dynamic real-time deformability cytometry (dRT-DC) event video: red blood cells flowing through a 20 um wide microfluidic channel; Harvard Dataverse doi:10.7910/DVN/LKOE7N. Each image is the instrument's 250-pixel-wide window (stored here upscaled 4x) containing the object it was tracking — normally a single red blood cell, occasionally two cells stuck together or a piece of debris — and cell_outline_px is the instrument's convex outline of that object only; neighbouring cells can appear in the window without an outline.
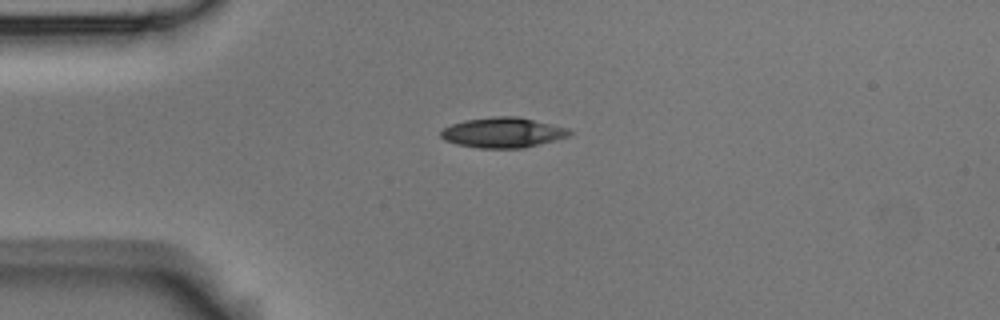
{"species": "Egyptian fruit bat (a non-hibernating species)", "species_latin": "Rousettus aegyptiacus", "temperature_condition": "room temperature", "stored_images_in_passage": 4, "camera_frame_rate_fps": 3000, "um_per_image_px": 0.085, "animal": {"sex": "male"}, "frame": {"image": 1, "passage_image": 1, "time_ms": 0.0, "image_size_px": [1000, 320], "cell_outline_px": [[572, 136], [524, 148], [480, 148], [456, 144], [444, 140], [440, 136], [440, 132], [444, 128], [452, 124], [464, 120], [492, 116], [516, 116], [568, 128], [572, 132]], "centroid_in_image_um": [42.75, 11.27], "position_along_channel_um": 42.3, "area_um2": 22.72}}
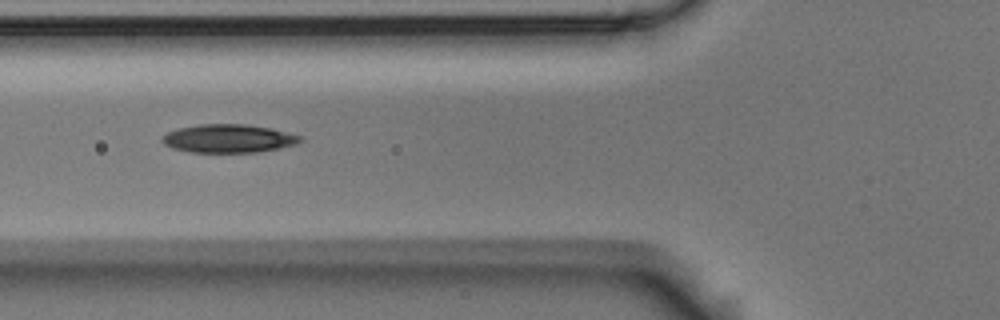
{"frame": {"image": 2, "passage_image": 3, "time_ms": 0.667, "image_size_px": [1000, 320], "cell_outline_px": [[304, 140], [296, 144], [256, 152], [192, 152], [172, 148], [164, 144], [160, 140], [168, 132], [176, 128], [200, 124], [248, 124], [272, 128], [304, 136]], "centroid_in_image_um": [19.44, 11.76], "position_along_channel_um": 106.4, "area_um2": 22.89}}
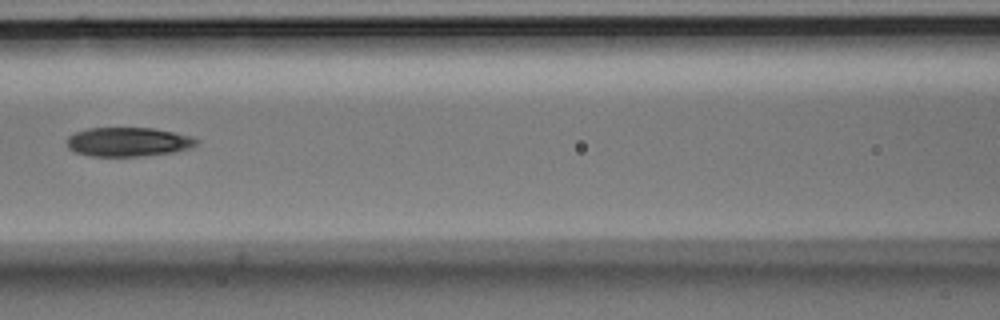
{"frame": {"image": 3, "passage_image": 4, "time_ms": 1.0, "image_size_px": [1000, 320], "cell_outline_px": [[200, 140], [192, 148], [172, 152], [144, 156], [92, 156], [76, 152], [68, 148], [68, 136], [76, 132], [88, 128], [152, 128], [176, 132], [192, 136]], "centroid_in_image_um": [10.94, 12.06], "position_along_channel_um": 155.7, "area_um2": 22.02}}